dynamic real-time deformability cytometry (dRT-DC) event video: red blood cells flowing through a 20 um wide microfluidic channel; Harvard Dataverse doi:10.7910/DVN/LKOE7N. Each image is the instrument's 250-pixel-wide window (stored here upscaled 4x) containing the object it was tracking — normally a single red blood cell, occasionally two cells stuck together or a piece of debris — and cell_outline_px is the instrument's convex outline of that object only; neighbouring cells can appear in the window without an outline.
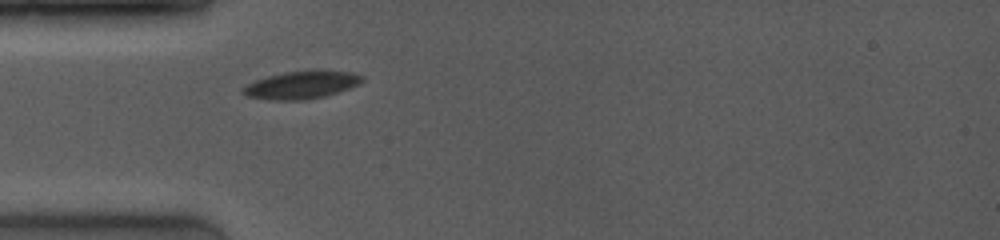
{"species": "common noctule bat (a hibernating species)", "species_latin": "Nyctalus noctula", "temperature_condition": "room temperature", "stored_images_in_passage": 1, "camera_frame_rate_fps": 4000, "um_per_image_px": 0.085, "animal": {"sex": "female", "body_mass_g": 19.0, "forearm_length_mm": 53.3}, "frame": {"image": 1, "passage_image": 1, "time_ms": 0.0, "image_size_px": [1000, 240], "cell_outline_px": [[364, 80], [360, 84], [324, 96], [304, 100], [272, 100], [244, 96], [240, 92], [248, 84], [256, 80], [268, 76], [284, 72], [316, 68], [320, 68], [352, 72], [364, 76]], "centroid_in_image_um": [25.66, 7.18], "position_along_channel_um": 59.3, "area_um2": 19.71}}